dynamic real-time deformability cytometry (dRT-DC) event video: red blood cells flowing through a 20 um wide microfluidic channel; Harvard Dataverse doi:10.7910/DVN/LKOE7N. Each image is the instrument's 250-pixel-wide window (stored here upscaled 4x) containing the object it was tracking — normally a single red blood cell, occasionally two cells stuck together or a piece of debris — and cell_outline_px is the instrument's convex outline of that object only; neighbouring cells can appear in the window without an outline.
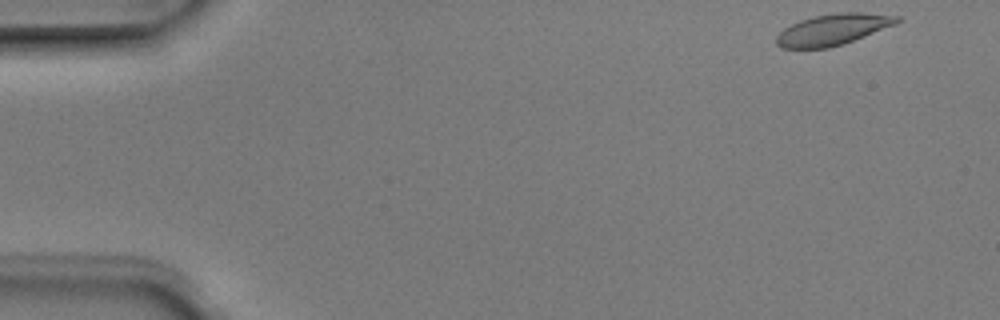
{"species": "Egyptian fruit bat (a non-hibernating species)", "species_latin": "Rousettus aegyptiacus", "temperature_condition": "room temperature", "stored_images_in_passage": 4, "camera_frame_rate_fps": 3000, "um_per_image_px": 0.085, "animal": {"sex": "male"}, "frame": {"image": 1, "passage_image": 1, "time_ms": 0.0, "image_size_px": [1000, 320], "cell_outline_px": [[900, 20], [896, 24], [844, 44], [828, 48], [780, 48], [776, 44], [776, 36], [784, 28], [800, 20], [816, 16], [840, 12], [860, 12], [900, 16]], "centroid_in_image_um": [70.79, 2.51], "position_along_channel_um": 14.2, "area_um2": 21.79}}
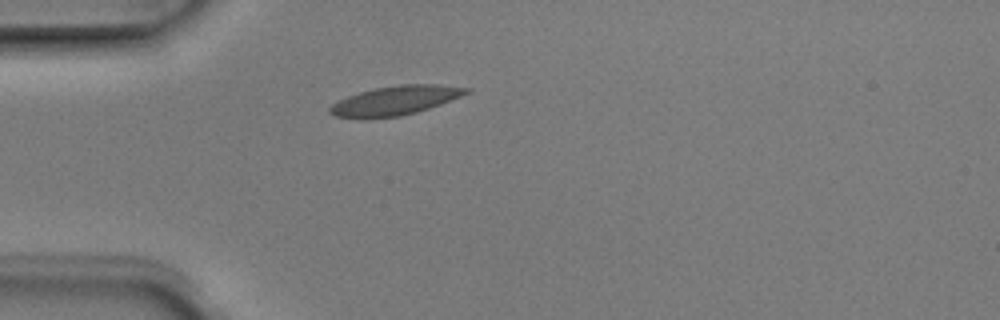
{"frame": {"image": 2, "passage_image": 4, "time_ms": 1.0, "image_size_px": [1000, 320], "cell_outline_px": [[472, 92], [440, 104], [416, 112], [400, 116], [336, 116], [328, 112], [328, 108], [332, 104], [348, 96], [360, 92], [376, 88], [400, 84], [440, 84], [472, 88]], "centroid_in_image_um": [33.7, 8.5], "position_along_channel_um": 51.3, "area_um2": 22.54}}